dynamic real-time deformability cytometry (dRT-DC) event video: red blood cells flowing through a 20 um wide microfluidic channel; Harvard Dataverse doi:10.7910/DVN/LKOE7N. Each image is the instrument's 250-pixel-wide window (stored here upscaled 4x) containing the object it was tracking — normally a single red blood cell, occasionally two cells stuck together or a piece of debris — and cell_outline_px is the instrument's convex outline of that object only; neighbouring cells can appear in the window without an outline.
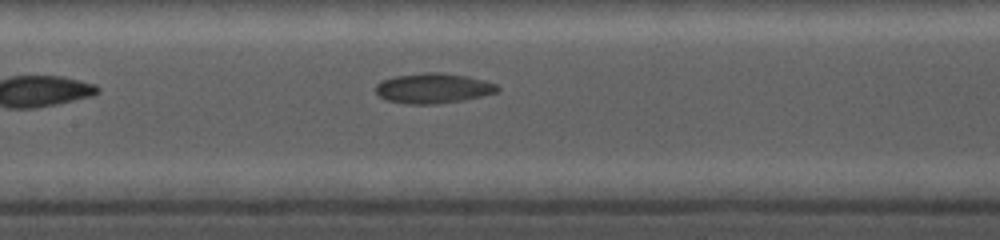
{"species": "common noctule bat (a hibernating species)", "species_latin": "Nyctalus noctula", "temperature_condition": "cold", "stored_images_in_passage": 6, "camera_frame_rate_fps": 5000, "um_per_image_px": 0.085, "animal": {"sex": "female", "body_mass_g": 19.0, "forearm_length_mm": 56.7}, "frame": {"image": 1, "passage_image": 6, "time_ms": 3.6, "image_size_px": [1000, 240], "cell_outline_px": [[500, 88], [496, 92], [464, 100], [436, 104], [408, 104], [388, 100], [380, 96], [376, 92], [376, 84], [380, 80], [396, 76], [424, 72], [440, 72], [468, 76], [484, 80], [496, 84]], "centroid_in_image_um": [36.82, 7.49], "position_along_channel_um": 170.6, "area_um2": 21.33}}